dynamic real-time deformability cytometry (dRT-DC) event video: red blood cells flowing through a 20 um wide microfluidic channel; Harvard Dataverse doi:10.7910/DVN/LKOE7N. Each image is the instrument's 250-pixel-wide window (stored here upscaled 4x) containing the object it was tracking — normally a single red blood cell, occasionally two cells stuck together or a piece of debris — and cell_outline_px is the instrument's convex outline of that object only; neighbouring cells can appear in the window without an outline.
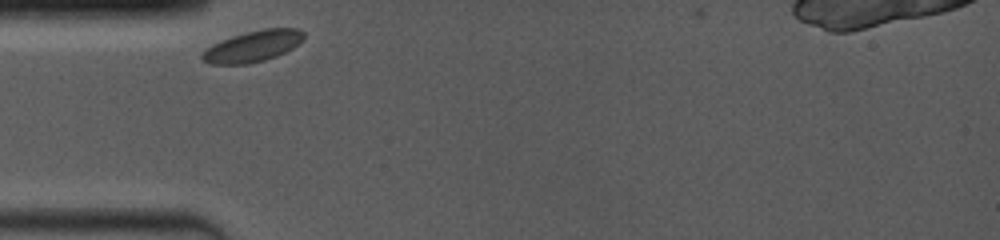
{"species": "common noctule bat (a hibernating species)", "species_latin": "Nyctalus noctula", "temperature_condition": "room temperature", "stored_images_in_passage": 19, "camera_frame_rate_fps": 4000, "um_per_image_px": 0.085, "animal": {"sex": "female", "body_mass_g": 19.0, "forearm_length_mm": 53.3}, "frame": {"image": 1, "passage_image": 1, "time_ms": 0.0, "image_size_px": [1000, 240], "cell_outline_px": [[304, 40], [292, 48], [276, 56], [264, 60], [248, 64], [208, 64], [200, 60], [200, 52], [204, 48], [212, 44], [232, 36], [264, 28], [296, 28], [304, 32]], "centroid_in_image_um": [21.43, 3.94], "position_along_channel_um": 63.6, "area_um2": 18.61}}
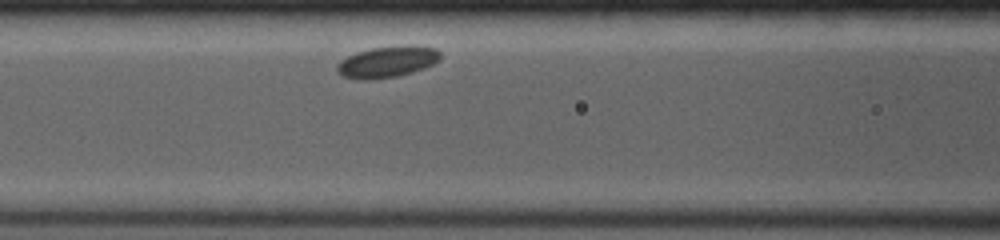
{"frame": {"image": 2, "passage_image": 11, "time_ms": 2.0, "image_size_px": [1000, 240], "cell_outline_px": [[440, 60], [424, 68], [412, 72], [396, 76], [376, 80], [360, 80], [344, 76], [336, 72], [336, 64], [340, 60], [356, 52], [372, 48], [408, 44], [412, 44], [436, 48], [440, 52]], "centroid_in_image_um": [32.91, 5.25], "position_along_channel_um": 133.7, "area_um2": 19.13}}
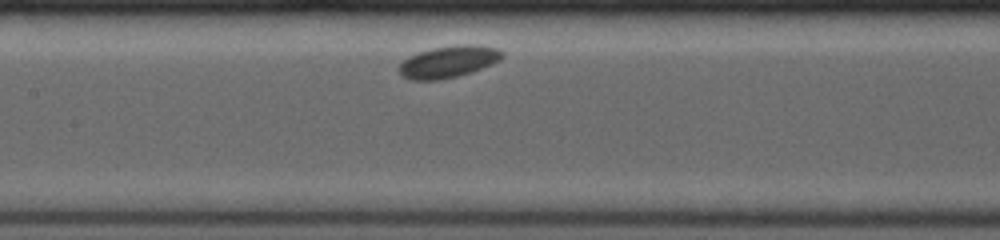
{"frame": {"image": 3, "passage_image": 16, "time_ms": 3.0, "image_size_px": [1000, 240], "cell_outline_px": [[504, 56], [500, 60], [492, 64], [472, 72], [440, 80], [412, 80], [404, 76], [400, 72], [400, 64], [408, 56], [432, 48], [452, 44], [480, 44], [496, 48], [504, 52]], "centroid_in_image_um": [38.17, 5.22], "position_along_channel_um": 169.2, "area_um2": 19.25}}